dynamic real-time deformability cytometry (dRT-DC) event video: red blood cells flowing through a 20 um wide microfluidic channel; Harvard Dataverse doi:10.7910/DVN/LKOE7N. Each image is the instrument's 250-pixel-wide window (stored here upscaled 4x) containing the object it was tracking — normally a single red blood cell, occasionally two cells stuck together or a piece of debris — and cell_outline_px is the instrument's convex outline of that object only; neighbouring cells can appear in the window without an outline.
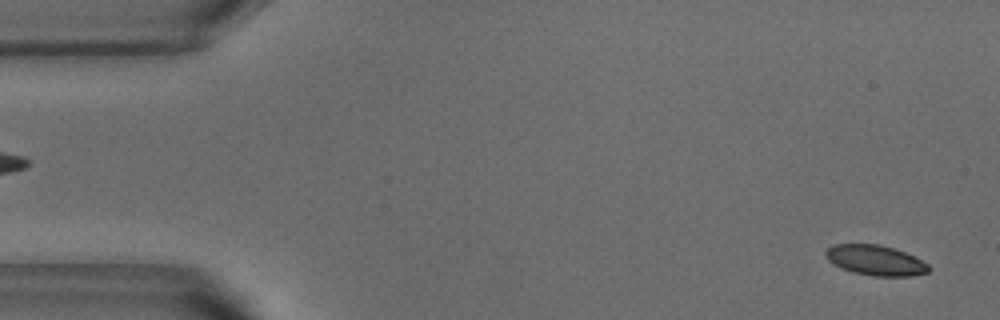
{"species": "common noctule bat (a hibernating species)", "species_latin": "Nyctalus noctula", "temperature_condition": "warm", "stored_images_in_passage": 28, "camera_frame_rate_fps": 3000, "um_per_image_px": 0.085, "animal": {"sex": "male", "body_mass_g": 18.8}, "frame": {"image": 1, "passage_image": 2, "time_ms": 0.333, "image_size_px": [1000, 320], "cell_outline_px": [[932, 268], [928, 272], [912, 276], [872, 276], [852, 272], [840, 268], [832, 264], [824, 256], [824, 252], [832, 244], [880, 244], [904, 252], [928, 264]], "centroid_in_image_um": [74.37, 22.13], "position_along_channel_um": 10.6, "area_um2": 18.26}}
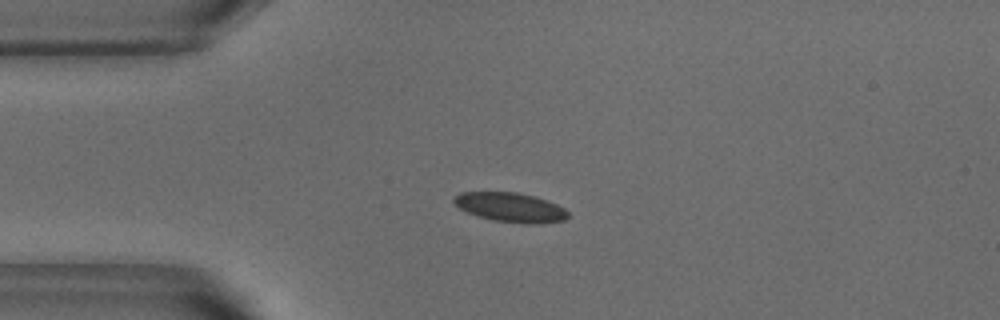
{"frame": {"image": 2, "passage_image": 12, "time_ms": 3.667, "image_size_px": [1000, 320], "cell_outline_px": [[568, 216], [564, 220], [540, 224], [524, 224], [492, 220], [468, 212], [460, 208], [452, 200], [452, 196], [460, 192], [516, 192], [536, 196], [556, 204], [564, 208], [568, 212]], "centroid_in_image_um": [43.39, 17.62], "position_along_channel_um": 41.6, "area_um2": 19.59}}
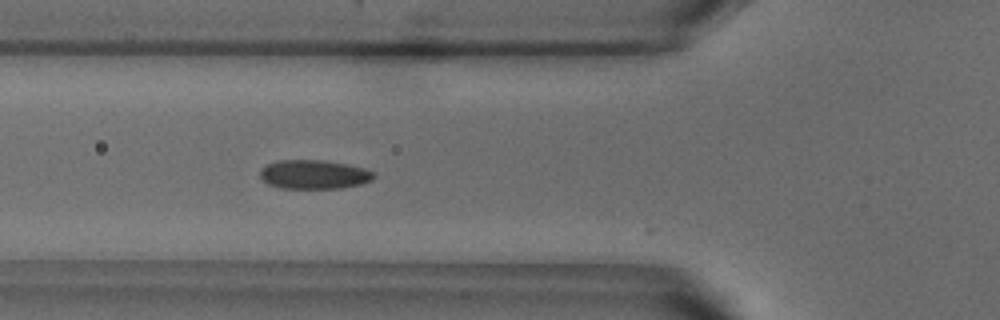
{"frame": {"image": 3, "passage_image": 18, "time_ms": 5.667, "image_size_px": [1000, 320], "cell_outline_px": [[376, 176], [372, 180], [360, 184], [340, 188], [280, 188], [268, 184], [260, 176], [260, 168], [268, 164], [280, 160], [320, 160], [348, 164], [364, 168], [372, 172]], "centroid_in_image_um": [26.68, 14.83], "position_along_channel_um": 99.1, "area_um2": 19.13}}